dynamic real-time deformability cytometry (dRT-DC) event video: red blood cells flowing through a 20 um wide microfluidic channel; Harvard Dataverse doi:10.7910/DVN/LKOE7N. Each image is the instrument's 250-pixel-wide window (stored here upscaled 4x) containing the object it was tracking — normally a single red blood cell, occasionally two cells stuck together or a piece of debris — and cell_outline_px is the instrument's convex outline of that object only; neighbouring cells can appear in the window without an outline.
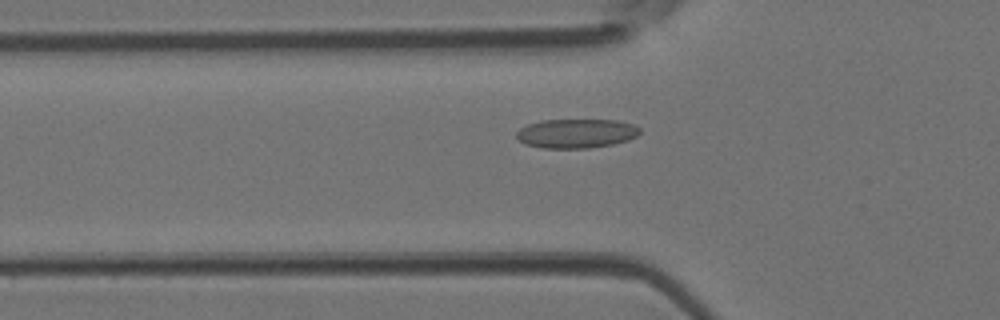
{"species": "Egyptian fruit bat (a non-hibernating species)", "species_latin": "Rousettus aegyptiacus", "temperature_condition": "room temperature", "stored_images_in_passage": 45, "camera_frame_rate_fps": 3000, "um_per_image_px": 0.085, "animal": {"sex": "female"}, "frame": {"image": 1, "passage_image": 15, "time_ms": 4.667, "image_size_px": [1000, 320], "cell_outline_px": [[640, 132], [636, 136], [628, 140], [612, 144], [588, 148], [540, 148], [524, 144], [516, 136], [516, 132], [520, 128], [528, 124], [540, 120], [616, 120], [636, 124], [640, 128]], "centroid_in_image_um": [48.98, 11.34], "position_along_channel_um": 76.8, "area_um2": 21.1}}
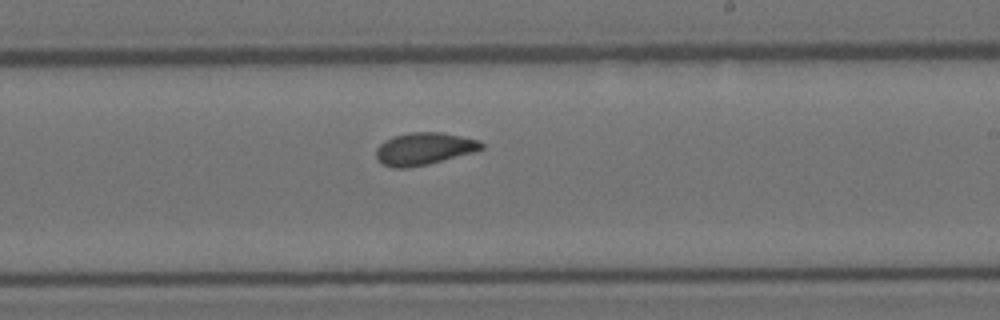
{"frame": {"image": 2, "passage_image": 27, "time_ms": 8.667, "image_size_px": [1000, 320], "cell_outline_px": [[484, 148], [472, 152], [428, 164], [408, 168], [392, 168], [376, 160], [376, 148], [384, 140], [392, 136], [408, 132], [444, 132], [480, 140], [484, 144]], "centroid_in_image_um": [36.02, 12.63], "position_along_channel_um": 253.0, "area_um2": 20.0}}
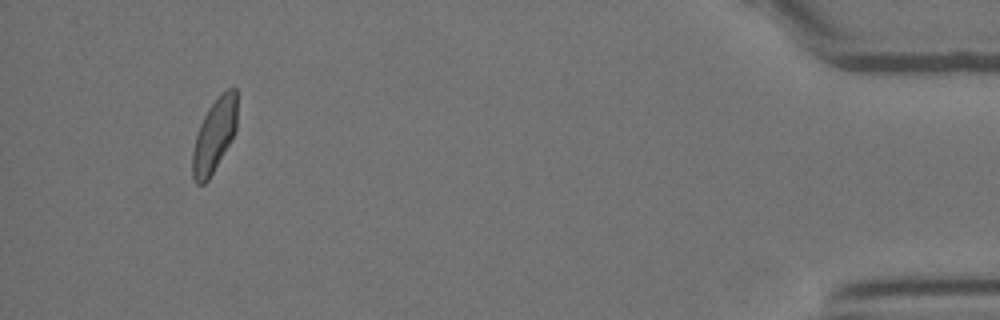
{"frame": {"image": 3, "passage_image": 43, "time_ms": 14.0, "image_size_px": [1000, 320], "cell_outline_px": [[236, 132], [208, 180], [204, 184], [196, 184], [192, 176], [192, 152], [196, 136], [200, 124], [208, 108], [228, 88], [236, 88]], "centroid_in_image_um": [18.2, 11.55], "position_along_channel_um": 417.0, "area_um2": 18.79}}